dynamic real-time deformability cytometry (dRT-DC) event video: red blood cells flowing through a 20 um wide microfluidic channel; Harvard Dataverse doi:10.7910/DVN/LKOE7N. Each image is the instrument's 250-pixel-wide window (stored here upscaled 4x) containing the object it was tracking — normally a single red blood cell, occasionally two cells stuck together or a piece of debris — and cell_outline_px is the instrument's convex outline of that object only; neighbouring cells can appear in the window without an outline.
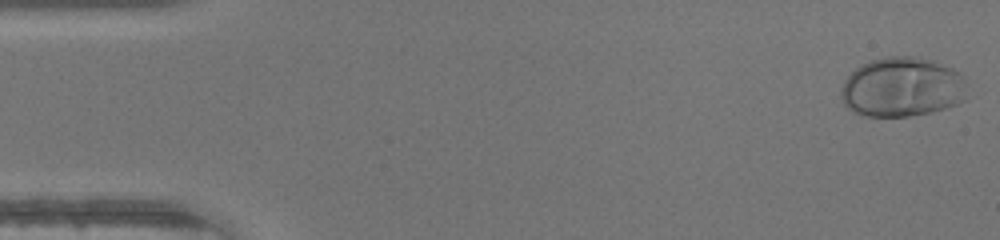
{"species": "human", "species_latin": "Homo sapiens", "temperature_condition": "warm", "stored_images_in_passage": 46, "camera_frame_rate_fps": 3000, "um_per_image_px": 0.085, "donor": {"sex": "male"}, "frame": {"image": 1, "passage_image": 1, "time_ms": 0.0, "image_size_px": [1000, 240], "cell_outline_px": [[968, 100], [932, 112], [908, 116], [860, 116], [852, 112], [844, 104], [840, 96], [840, 92], [844, 80], [860, 64], [872, 60], [888, 56], [920, 56], [932, 60], [952, 68], [960, 72], [964, 76], [968, 84]], "centroid_in_image_um": [76.72, 7.41], "position_along_channel_um": 8.3, "area_um2": 44.68}}
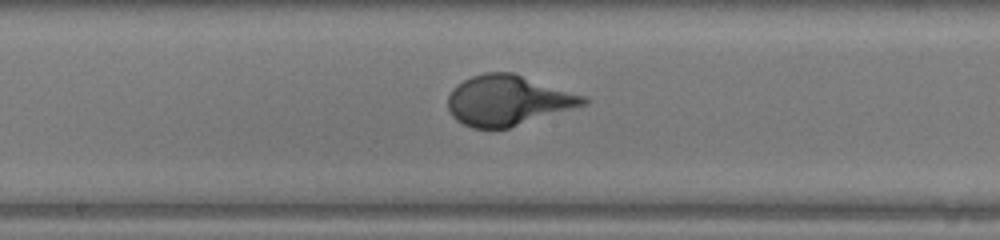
{"frame": {"image": 2, "passage_image": 24, "time_ms": 7.667, "image_size_px": [1000, 240], "cell_outline_px": [[592, 100], [588, 104], [508, 128], [472, 128], [456, 120], [452, 116], [448, 108], [448, 96], [452, 88], [456, 84], [472, 76], [484, 72], [512, 72], [588, 96]], "centroid_in_image_um": [43.21, 8.52], "position_along_channel_um": 205.0, "area_um2": 39.94}}
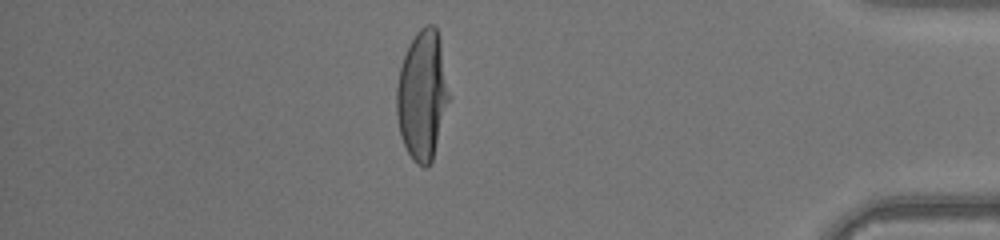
{"frame": {"image": 3, "passage_image": 40, "time_ms": 13.0, "image_size_px": [1000, 240], "cell_outline_px": [[448, 100], [432, 160], [428, 168], [424, 168], [416, 164], [412, 160], [400, 136], [396, 116], [396, 88], [400, 68], [404, 56], [416, 32], [424, 24], [432, 24], [436, 28], [440, 40], [448, 92]], "centroid_in_image_um": [35.86, 8.11], "position_along_channel_um": 399.3, "area_um2": 38.96}}